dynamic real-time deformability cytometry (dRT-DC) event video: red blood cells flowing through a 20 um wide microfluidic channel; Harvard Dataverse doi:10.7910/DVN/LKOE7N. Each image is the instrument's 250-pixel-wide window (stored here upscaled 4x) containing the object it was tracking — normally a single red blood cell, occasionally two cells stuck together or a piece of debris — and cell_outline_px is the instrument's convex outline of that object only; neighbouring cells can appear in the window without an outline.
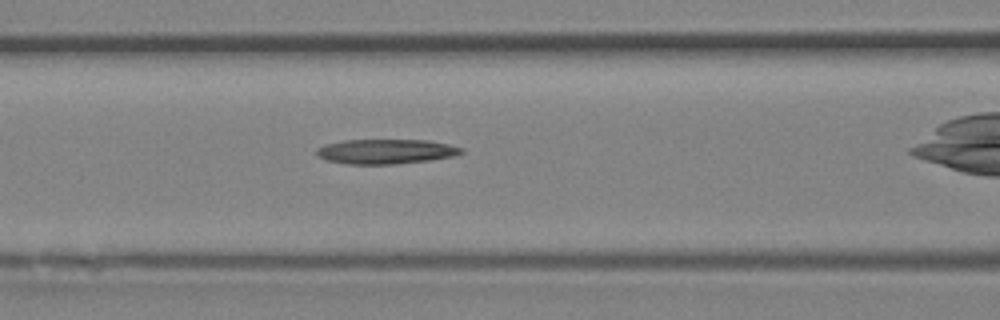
{"species": "Egyptian fruit bat (a non-hibernating species)", "species_latin": "Rousettus aegyptiacus", "temperature_condition": "room temperature", "stored_images_in_passage": 5, "camera_frame_rate_fps": 3000, "um_per_image_px": 0.085, "animal": {"sex": "female"}, "frame": {"image": 1, "passage_image": 4, "time_ms": 1.0, "image_size_px": [1000, 320], "cell_outline_px": [[464, 152], [452, 156], [428, 160], [392, 164], [344, 164], [328, 160], [316, 156], [316, 148], [328, 144], [344, 140], [428, 140], [448, 144], [464, 148]], "centroid_in_image_um": [32.78, 12.87], "position_along_channel_um": 133.8, "area_um2": 20.75}}